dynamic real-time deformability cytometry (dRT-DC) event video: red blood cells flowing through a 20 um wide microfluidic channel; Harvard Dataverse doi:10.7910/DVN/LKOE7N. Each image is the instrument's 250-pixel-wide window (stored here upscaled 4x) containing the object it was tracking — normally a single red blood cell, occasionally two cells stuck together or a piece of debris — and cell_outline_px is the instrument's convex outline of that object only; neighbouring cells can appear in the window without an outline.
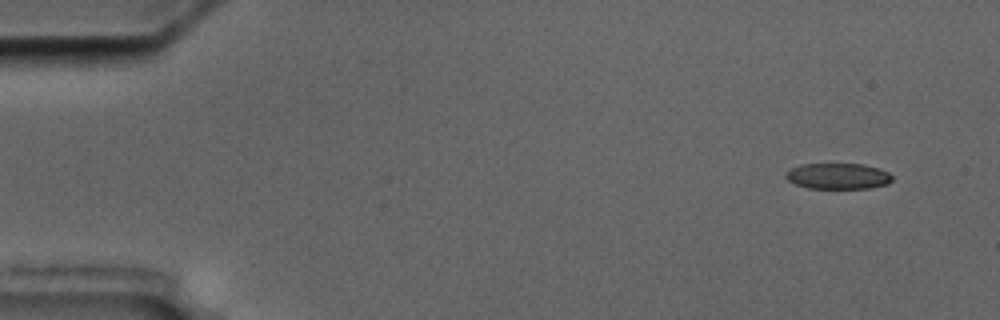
{"species": "common noctule bat (a hibernating species)", "species_latin": "Nyctalus noctula", "temperature_condition": "cold", "stored_images_in_passage": 4, "camera_frame_rate_fps": 3000, "um_per_image_px": 0.085, "animal": {"sex": "male", "body_mass_g": 17.5, "forearm_length_mm": 52.3}, "frame": {"image": 1, "passage_image": 1, "time_ms": 0.0, "image_size_px": [1000, 320], "cell_outline_px": [[892, 180], [888, 184], [868, 188], [808, 188], [796, 184], [788, 180], [784, 176], [792, 168], [800, 164], [864, 164], [880, 168], [888, 172], [892, 176]], "centroid_in_image_um": [71.26, 14.96], "position_along_channel_um": 13.7, "area_um2": 16.01}}
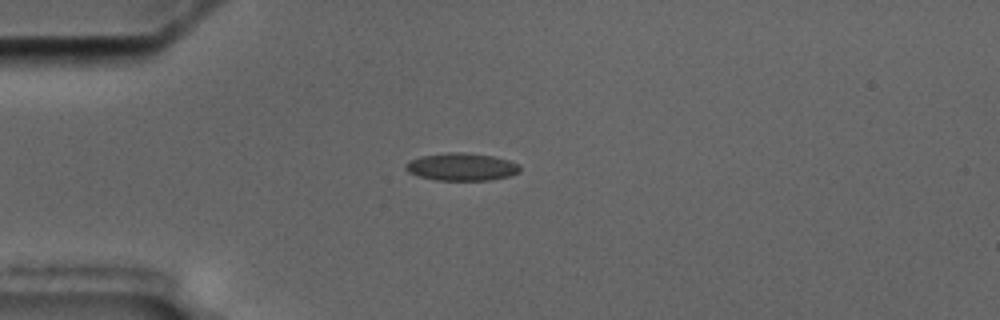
{"frame": {"image": 2, "passage_image": 4, "time_ms": 3.667, "image_size_px": [1000, 320], "cell_outline_px": [[520, 172], [508, 176], [488, 180], [436, 180], [420, 176], [408, 172], [404, 168], [404, 164], [408, 160], [420, 156], [448, 152], [460, 152], [492, 156], [508, 160], [520, 164]], "centroid_in_image_um": [39.2, 14.17], "position_along_channel_um": 45.8, "area_um2": 18.38}}